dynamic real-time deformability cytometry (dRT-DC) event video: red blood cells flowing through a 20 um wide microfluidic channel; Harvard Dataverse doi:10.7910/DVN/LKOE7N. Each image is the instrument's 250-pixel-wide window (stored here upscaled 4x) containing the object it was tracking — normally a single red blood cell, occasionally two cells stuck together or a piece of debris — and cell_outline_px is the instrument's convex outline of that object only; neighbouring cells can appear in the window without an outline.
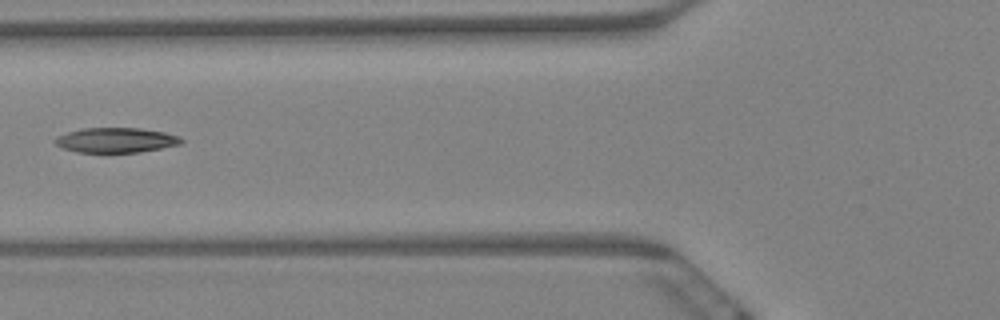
{"species": "Egyptian fruit bat (a non-hibernating species)", "species_latin": "Rousettus aegyptiacus", "temperature_condition": "warm", "stored_images_in_passage": 8, "camera_frame_rate_fps": 3000, "um_per_image_px": 0.085, "animal": {"sex": "female"}, "frame": {"image": 1, "passage_image": 8, "time_ms": 2.333, "image_size_px": [1000, 320], "cell_outline_px": [[184, 140], [180, 144], [140, 152], [76, 152], [64, 148], [56, 144], [52, 140], [56, 136], [80, 128], [140, 128], [164, 132], [180, 136]], "centroid_in_image_um": [9.84, 11.9], "position_along_channel_um": 116.0, "area_um2": 18.32}}